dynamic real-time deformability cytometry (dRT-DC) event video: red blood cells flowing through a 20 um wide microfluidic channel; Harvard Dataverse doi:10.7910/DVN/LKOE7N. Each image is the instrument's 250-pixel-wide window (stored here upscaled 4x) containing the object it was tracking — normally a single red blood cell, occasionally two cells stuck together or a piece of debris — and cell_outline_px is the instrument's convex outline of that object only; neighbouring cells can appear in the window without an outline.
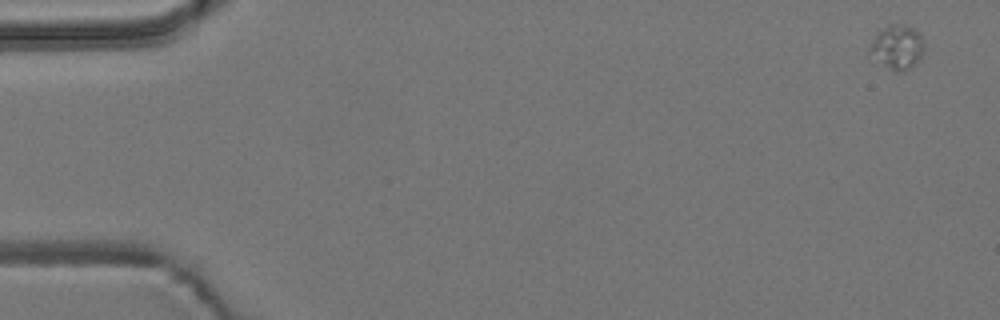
{"species": "common noctule bat (a hibernating species)", "species_latin": "Nyctalus noctula", "temperature_condition": "room temperature", "stored_images_in_passage": 5, "camera_frame_rate_fps": 3000, "um_per_image_px": 0.085, "animal": {"sex": "male", "body_mass_g": 19.2, "forearm_length_mm": 51.8}, "frame": {"image": 1, "passage_image": 1, "time_ms": 0.0, "image_size_px": [1000, 320], "cell_outline_px": [[924, 44], [920, 60], [912, 68], [896, 72], [884, 64], [868, 52], [868, 48], [876, 32], [888, 24], [904, 24], [916, 28], [924, 40]], "centroid_in_image_um": [76.29, 3.96], "position_along_channel_um": 8.7, "area_um2": 14.16}}